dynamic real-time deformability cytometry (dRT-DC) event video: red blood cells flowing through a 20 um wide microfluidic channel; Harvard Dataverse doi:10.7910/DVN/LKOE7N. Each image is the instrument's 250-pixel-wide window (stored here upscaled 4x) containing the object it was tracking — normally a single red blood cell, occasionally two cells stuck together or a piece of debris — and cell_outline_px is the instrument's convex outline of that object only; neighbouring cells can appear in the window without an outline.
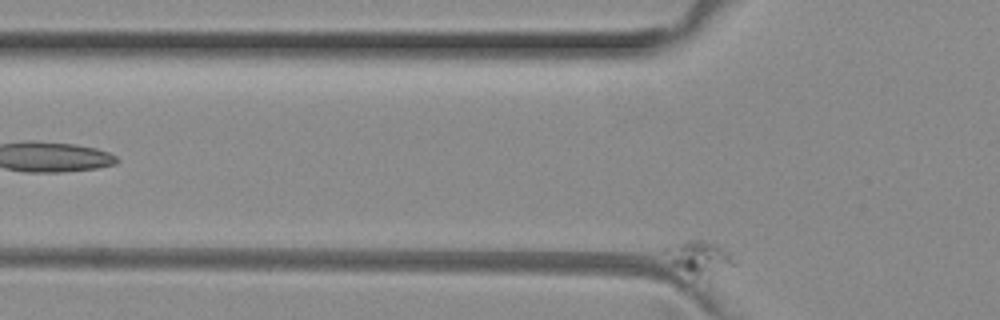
{"species": "common noctule bat (a hibernating species)", "species_latin": "Nyctalus noctula", "temperature_condition": "room temperature", "stored_images_in_passage": 2, "camera_frame_rate_fps": 3000, "um_per_image_px": 0.085, "animal": {"sex": "female", "body_mass_g": 29.2, "forearm_length_mm": 56.3}, "frame": {"image": 1, "passage_image": 2, "time_ms": 0.333, "image_size_px": [1000, 320], "cell_outline_px": [[736, 264], [708, 284], [696, 280], [672, 264], [664, 252], [664, 248], [688, 240], [704, 240], [716, 244], [728, 252], [736, 260]], "centroid_in_image_um": [59.53, 22.05], "position_along_channel_um": 66.3, "area_um2": 14.62}}